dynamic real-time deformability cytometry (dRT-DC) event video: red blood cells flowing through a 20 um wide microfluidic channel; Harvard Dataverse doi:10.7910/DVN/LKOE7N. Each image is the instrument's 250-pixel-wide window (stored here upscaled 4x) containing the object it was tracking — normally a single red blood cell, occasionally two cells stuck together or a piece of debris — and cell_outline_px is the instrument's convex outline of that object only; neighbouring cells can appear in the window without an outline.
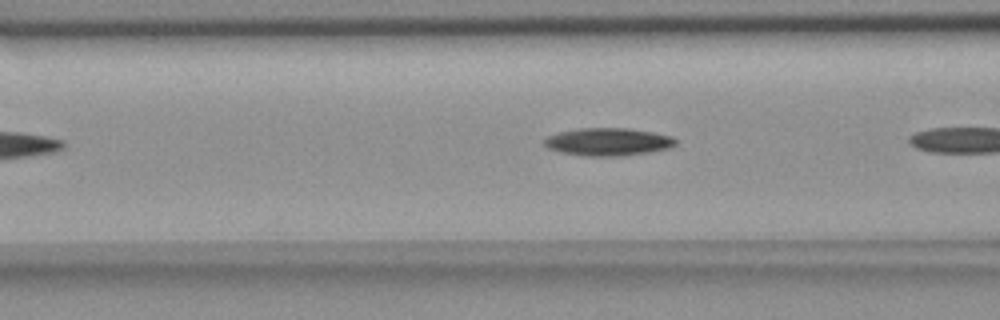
{"species": "common noctule bat (a hibernating species)", "species_latin": "Nyctalus noctula", "temperature_condition": "room temperature", "stored_images_in_passage": 5, "camera_frame_rate_fps": 3000, "um_per_image_px": 0.085, "animal": {"sex": "female", "body_mass_g": 18.4}, "frame": {"image": 1, "passage_image": 4, "time_ms": 1.0, "image_size_px": [1000, 320], "cell_outline_px": [[676, 144], [668, 148], [648, 152], [624, 156], [588, 156], [560, 152], [548, 148], [544, 144], [544, 140], [548, 136], [560, 132], [580, 128], [628, 128], [652, 132], [672, 136], [676, 140]], "centroid_in_image_um": [51.69, 12.05], "position_along_channel_um": 114.9, "area_um2": 21.1}}